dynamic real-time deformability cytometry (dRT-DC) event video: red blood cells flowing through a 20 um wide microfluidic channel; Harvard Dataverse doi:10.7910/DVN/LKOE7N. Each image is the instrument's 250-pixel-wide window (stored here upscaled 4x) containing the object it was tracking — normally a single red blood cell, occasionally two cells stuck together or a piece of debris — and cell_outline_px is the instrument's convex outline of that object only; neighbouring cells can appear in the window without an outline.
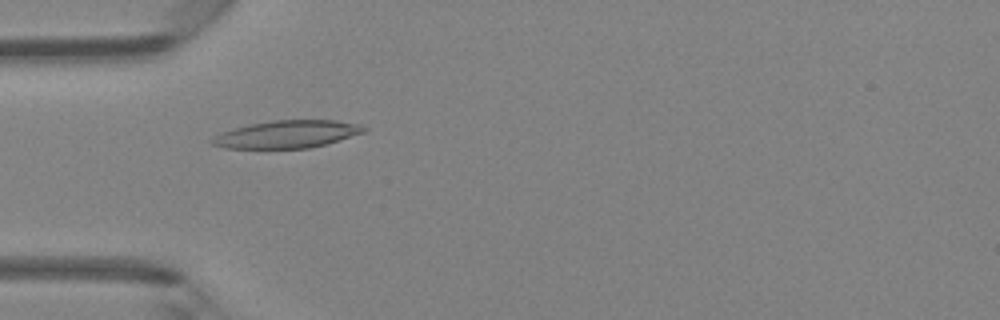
{"species": "Egyptian fruit bat (a non-hibernating species)", "species_latin": "Rousettus aegyptiacus", "temperature_condition": "room temperature", "stored_images_in_passage": 47, "camera_frame_rate_fps": 3000, "um_per_image_px": 0.085, "animal": {"sex": "female"}, "frame": {"image": 1, "passage_image": 15, "time_ms": 4.667, "image_size_px": [1000, 320], "cell_outline_px": [[368, 128], [364, 132], [324, 144], [308, 148], [224, 148], [212, 144], [208, 140], [212, 136], [220, 132], [252, 124], [272, 120], [336, 120], [356, 124]], "centroid_in_image_um": [24.33, 11.41], "position_along_channel_um": 60.7, "area_um2": 24.1}}
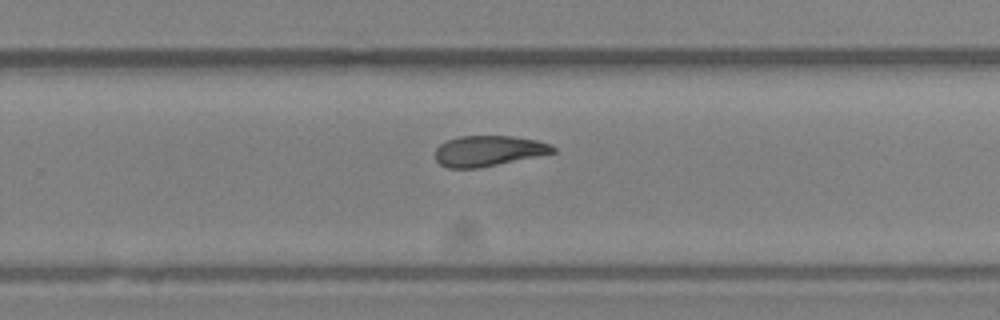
{"frame": {"image": 2, "passage_image": 31, "time_ms": 10.0, "image_size_px": [1000, 320], "cell_outline_px": [[556, 152], [476, 168], [448, 168], [440, 164], [436, 160], [436, 148], [440, 144], [448, 140], [460, 136], [512, 136], [536, 140], [548, 144], [556, 148]], "centroid_in_image_um": [41.49, 12.82], "position_along_channel_um": 288.3, "area_um2": 20.58}}
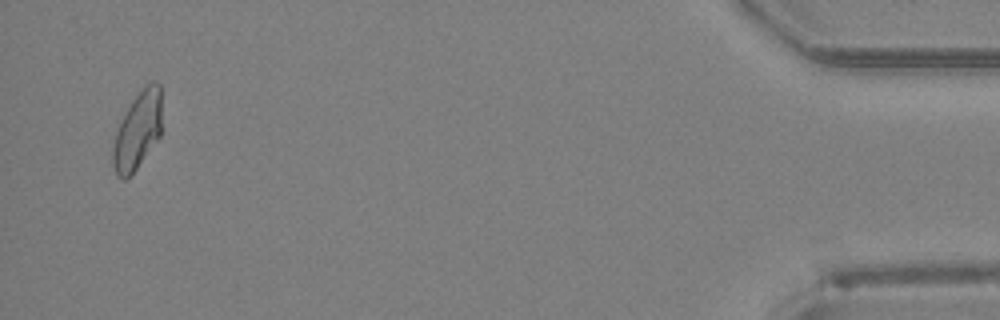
{"frame": {"image": 3, "passage_image": 46, "time_ms": 15.0, "image_size_px": [1000, 320], "cell_outline_px": [[160, 136], [136, 168], [124, 180], [116, 176], [112, 164], [112, 148], [116, 132], [132, 100], [152, 80], [156, 80], [160, 84]], "centroid_in_image_um": [11.68, 11.12], "position_along_channel_um": 423.5, "area_um2": 21.5}, "authors_computed_cell_mechanics": {"area_um2": 22.4842, "velocity_mm_per_s": 4.3339, "shape_relaxation_time_tau1_ms": null, "shape_relaxation_time_tau2_ms": 7.5977, "deformation_change_tau1": null, "deformation_change_tau2": 0.1675}}